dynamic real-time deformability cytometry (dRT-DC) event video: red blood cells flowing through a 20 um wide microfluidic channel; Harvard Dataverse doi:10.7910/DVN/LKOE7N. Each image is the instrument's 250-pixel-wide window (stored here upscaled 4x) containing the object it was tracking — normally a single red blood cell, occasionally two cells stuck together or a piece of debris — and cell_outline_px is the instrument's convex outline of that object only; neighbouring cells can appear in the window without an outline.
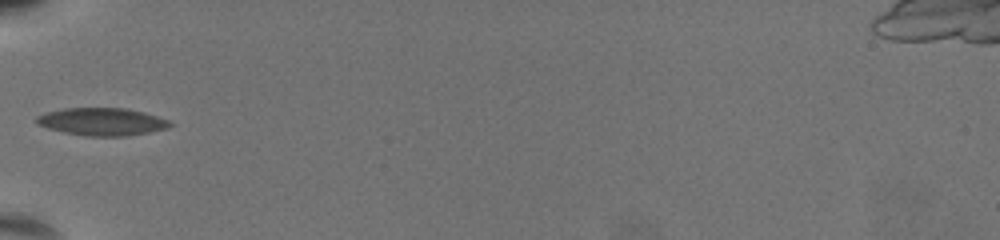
{"species": "common noctule bat (a hibernating species)", "species_latin": "Nyctalus noctula", "temperature_condition": "warm", "stored_images_in_passage": 19, "camera_frame_rate_fps": 3000, "um_per_image_px": 0.085, "animal": {"sex": "female", "body_mass_g": 19.5, "forearm_length_mm": 54.1}, "frame": {"image": 1, "passage_image": 1, "time_ms": 0.0, "image_size_px": [1000, 240], "cell_outline_px": [[172, 124], [168, 128], [128, 136], [88, 136], [64, 132], [48, 128], [40, 124], [36, 120], [36, 116], [48, 112], [64, 108], [124, 108], [156, 116], [168, 120]], "centroid_in_image_um": [8.67, 10.35], "position_along_channel_um": 76.3, "area_um2": 21.1}}